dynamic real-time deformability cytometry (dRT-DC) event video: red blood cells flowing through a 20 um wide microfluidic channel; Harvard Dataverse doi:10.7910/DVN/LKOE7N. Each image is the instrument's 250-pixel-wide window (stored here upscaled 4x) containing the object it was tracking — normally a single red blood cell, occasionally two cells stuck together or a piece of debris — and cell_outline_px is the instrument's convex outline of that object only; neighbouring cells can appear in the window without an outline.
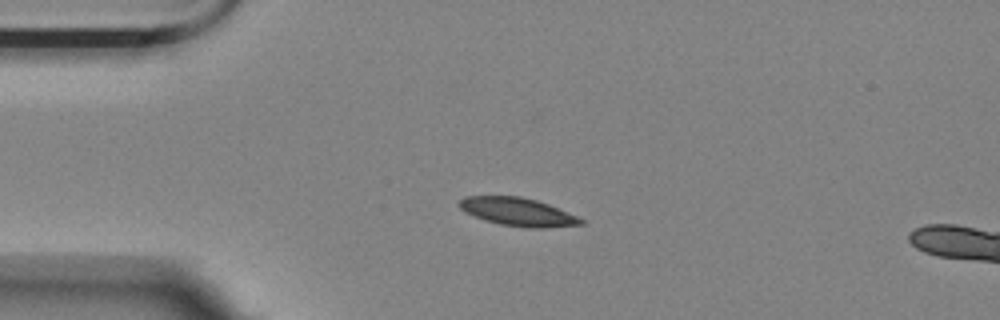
{"species": "Egyptian fruit bat (a non-hibernating species)", "species_latin": "Rousettus aegyptiacus", "temperature_condition": "room temperature", "stored_images_in_passage": 5, "camera_frame_rate_fps": 3000, "um_per_image_px": 0.085, "animal": {"sex": "female"}, "frame": {"image": 1, "passage_image": 3, "time_ms": 0.667, "image_size_px": [1000, 320], "cell_outline_px": [[584, 224], [544, 228], [524, 228], [500, 224], [484, 220], [464, 212], [456, 204], [464, 196], [520, 196], [536, 200], [548, 204], [576, 216], [584, 220]], "centroid_in_image_um": [43.97, 18.01], "position_along_channel_um": 41.0, "area_um2": 20.0}}
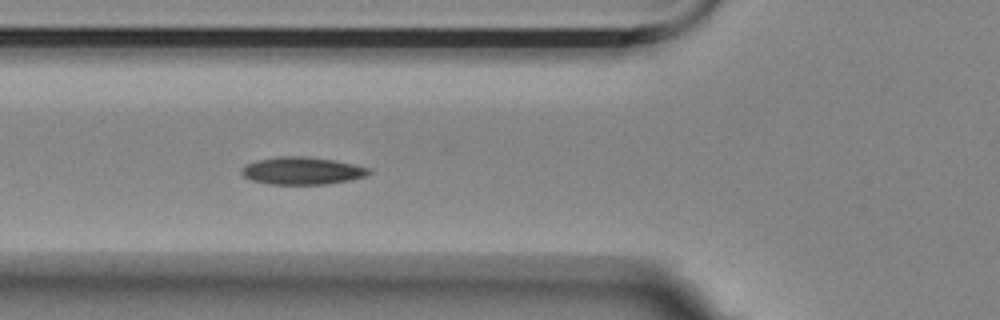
{"frame": {"image": 2, "passage_image": 5, "time_ms": 1.333, "image_size_px": [1000, 320], "cell_outline_px": [[372, 172], [368, 176], [352, 180], [328, 184], [268, 184], [252, 180], [244, 176], [240, 172], [244, 164], [256, 160], [280, 156], [304, 156], [332, 160], [372, 168]], "centroid_in_image_um": [25.7, 14.52], "position_along_channel_um": 100.1, "area_um2": 20.58}}